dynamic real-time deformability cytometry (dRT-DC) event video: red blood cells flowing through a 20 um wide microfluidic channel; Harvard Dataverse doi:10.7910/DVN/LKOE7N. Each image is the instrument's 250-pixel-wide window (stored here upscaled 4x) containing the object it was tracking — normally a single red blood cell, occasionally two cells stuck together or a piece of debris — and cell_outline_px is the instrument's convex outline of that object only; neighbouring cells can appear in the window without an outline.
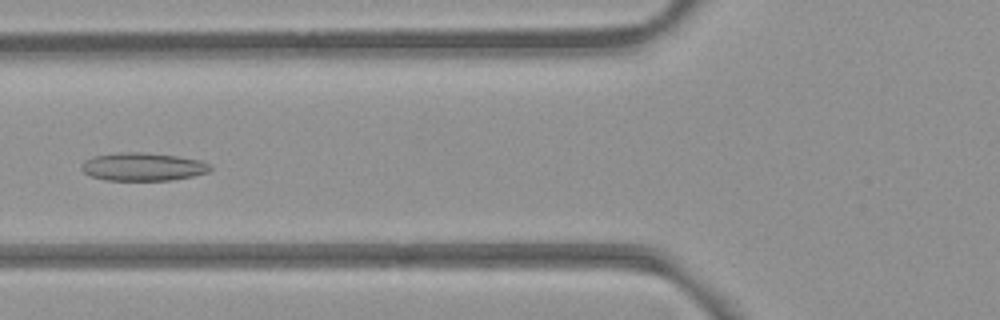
{"species": "common noctule bat (a hibernating species)", "species_latin": "Nyctalus noctula", "temperature_condition": "room temperature", "stored_images_in_passage": 39, "camera_frame_rate_fps": 3000, "um_per_image_px": 0.085, "animal": {"sex": "female", "body_mass_g": 21.9}, "frame": {"image": 1, "passage_image": 7, "time_ms": 2.0, "image_size_px": [1000, 320], "cell_outline_px": [[212, 168], [208, 172], [192, 176], [172, 180], [104, 180], [92, 176], [84, 172], [80, 168], [80, 164], [84, 160], [92, 156], [116, 152], [140, 152], [176, 156], [200, 160], [208, 164]], "centroid_in_image_um": [12.09, 14.17], "position_along_channel_um": 113.7, "area_um2": 21.1}}
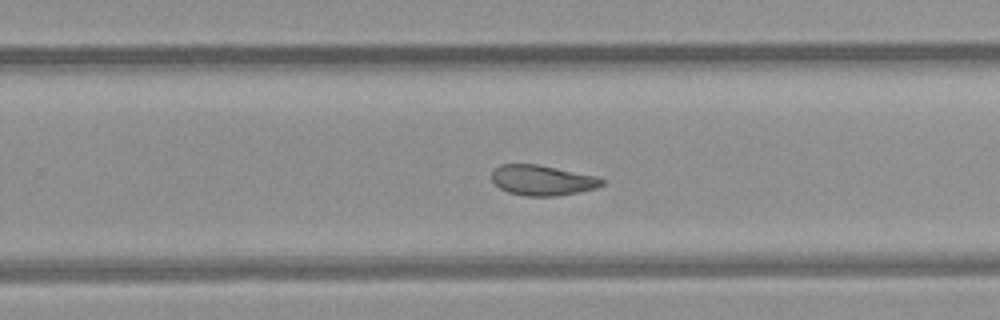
{"frame": {"image": 2, "passage_image": 20, "time_ms": 6.333, "image_size_px": [1000, 320], "cell_outline_px": [[604, 184], [596, 188], [580, 192], [556, 196], [524, 196], [508, 192], [500, 188], [492, 180], [492, 172], [500, 164], [536, 164], [600, 176], [604, 180]], "centroid_in_image_um": [46.14, 15.32], "position_along_channel_um": 283.7, "area_um2": 19.59}}
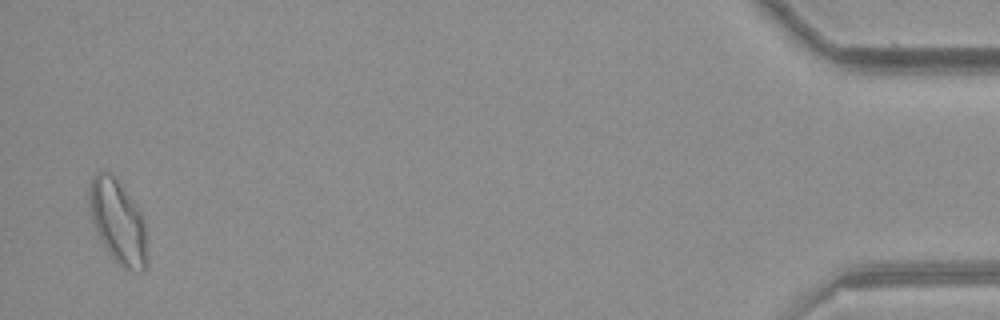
{"frame": {"image": 3, "passage_image": 38, "time_ms": 12.333, "image_size_px": [1000, 320], "cell_outline_px": [[148, 260], [144, 272], [140, 272], [120, 268], [100, 240], [92, 220], [88, 200], [88, 184], [92, 176], [96, 172], [112, 172], [140, 208], [144, 220]], "centroid_in_image_um": [10.04, 18.84], "position_along_channel_um": 425.2, "area_um2": 28.96}, "authors_computed_cell_mechanics": {"area_um2": 21.097, "velocity_mm_per_s": 3.927, "shape_relaxation_time_tau1_ms": null, "shape_relaxation_time_tau2_ms": 4.4771, "deformation_change_tau1": null, "deformation_change_tau2": 0.1086}}